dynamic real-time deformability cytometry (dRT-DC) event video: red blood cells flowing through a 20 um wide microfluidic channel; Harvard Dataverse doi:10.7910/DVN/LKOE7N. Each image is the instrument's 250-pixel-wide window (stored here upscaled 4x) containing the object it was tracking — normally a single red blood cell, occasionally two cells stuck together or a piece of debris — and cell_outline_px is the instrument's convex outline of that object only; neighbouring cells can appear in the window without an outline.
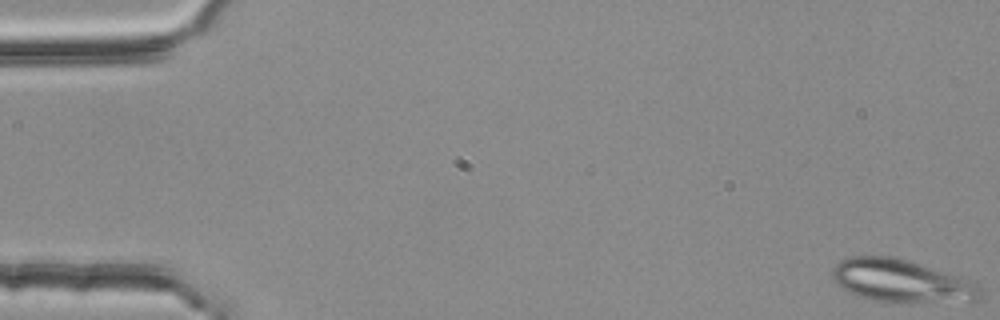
{"species": "common noctule bat (a hibernating species)", "species_latin": "Nyctalus noctula", "temperature_condition": "room temperature", "stored_images_in_passage": 53, "camera_frame_rate_fps": 3000, "um_per_image_px": 0.085, "animal": {"sex": "female", "body_mass_g": 25.1}, "frame": {"image": 1, "passage_image": 1, "time_ms": 0.0, "image_size_px": [1000, 320], "cell_outline_px": [[984, 296], [980, 300], [876, 300], [860, 296], [840, 288], [832, 280], [832, 268], [840, 260], [848, 256], [892, 256], [940, 272], [980, 288]], "centroid_in_image_um": [76.41, 23.85], "position_along_channel_um": 8.6, "area_um2": 34.62}}
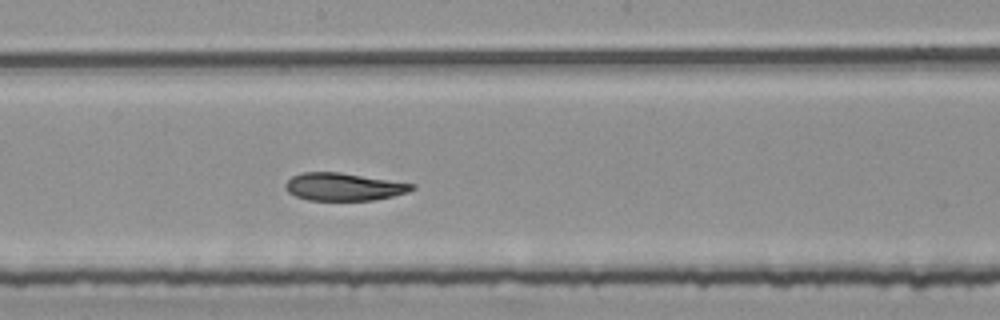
{"frame": {"image": 2, "passage_image": 30, "time_ms": 9.667, "image_size_px": [1000, 320], "cell_outline_px": [[416, 188], [408, 192], [392, 196], [372, 200], [308, 200], [296, 196], [288, 192], [284, 188], [284, 184], [292, 176], [300, 172], [340, 172], [416, 184]], "centroid_in_image_um": [29.2, 15.87], "position_along_channel_um": 219.0, "area_um2": 20.46}}
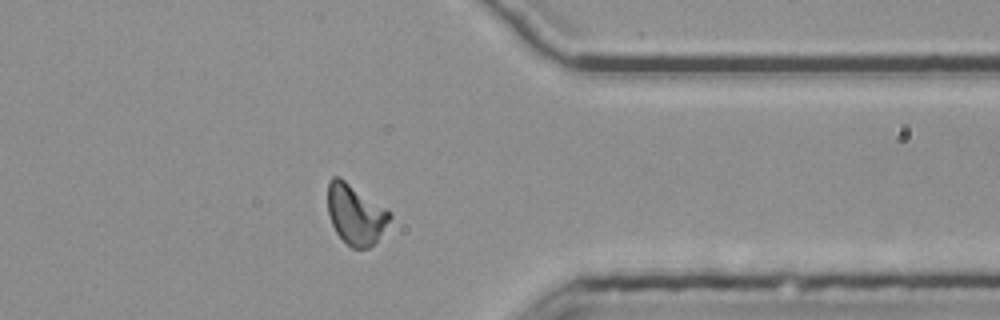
{"frame": {"image": 3, "passage_image": 44, "time_ms": 14.333, "image_size_px": [1000, 320], "cell_outline_px": [[392, 216], [376, 240], [368, 248], [352, 248], [336, 232], [332, 224], [328, 212], [328, 184], [332, 176], [340, 176], [392, 212]], "centroid_in_image_um": [30.21, 18.18], "position_along_channel_um": 381.2, "area_um2": 21.5}, "authors_computed_cell_mechanics": {"area_um2": 21.675, "velocity_mm_per_s": 3.7222, "shape_relaxation_time_tau1_ms": null, "shape_relaxation_time_tau2_ms": 8.3106, "deformation_change_tau1": null, "deformation_change_tau2": 0.123}}